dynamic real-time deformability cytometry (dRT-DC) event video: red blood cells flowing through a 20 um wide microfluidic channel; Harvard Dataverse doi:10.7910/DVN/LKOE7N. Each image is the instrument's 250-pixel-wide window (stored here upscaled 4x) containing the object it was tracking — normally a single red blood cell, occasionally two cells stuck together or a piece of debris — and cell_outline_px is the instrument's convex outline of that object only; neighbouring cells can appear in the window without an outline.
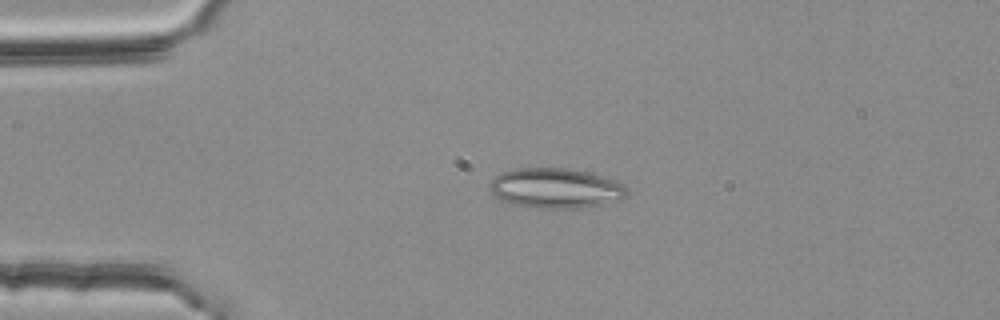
{"species": "common noctule bat (a hibernating species)", "species_latin": "Nyctalus noctula", "temperature_condition": "room temperature", "stored_images_in_passage": 49, "camera_frame_rate_fps": 3000, "um_per_image_px": 0.085, "animal": {"sex": "female", "body_mass_g": 25.1}, "frame": {"image": 1, "passage_image": 7, "time_ms": 2.0, "image_size_px": [1000, 320], "cell_outline_px": [[628, 196], [620, 200], [600, 204], [576, 208], [540, 208], [516, 204], [500, 200], [492, 192], [492, 180], [500, 172], [516, 168], [568, 168], [600, 176], [612, 180], [620, 184], [628, 192]], "centroid_in_image_um": [47.21, 15.99], "position_along_channel_um": 37.8, "area_um2": 31.33}}
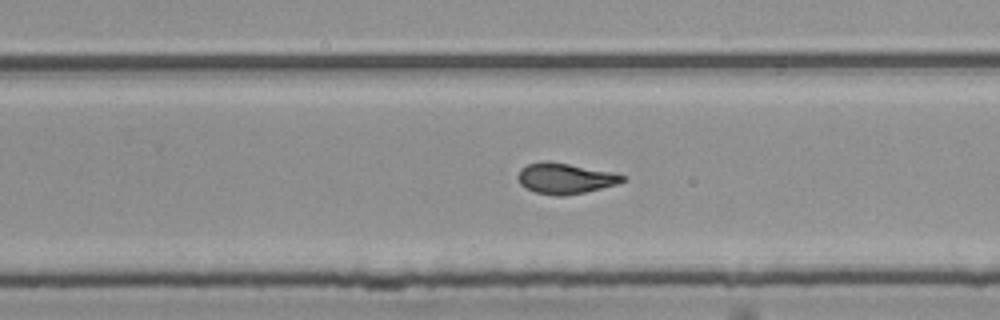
{"frame": {"image": 2, "passage_image": 29, "time_ms": 9.333, "image_size_px": [1000, 320], "cell_outline_px": [[628, 180], [616, 184], [584, 192], [564, 196], [556, 196], [536, 192], [524, 188], [520, 184], [516, 176], [520, 168], [528, 164], [548, 160], [628, 176]], "centroid_in_image_um": [47.99, 15.17], "position_along_channel_um": 281.8, "area_um2": 18.61}}
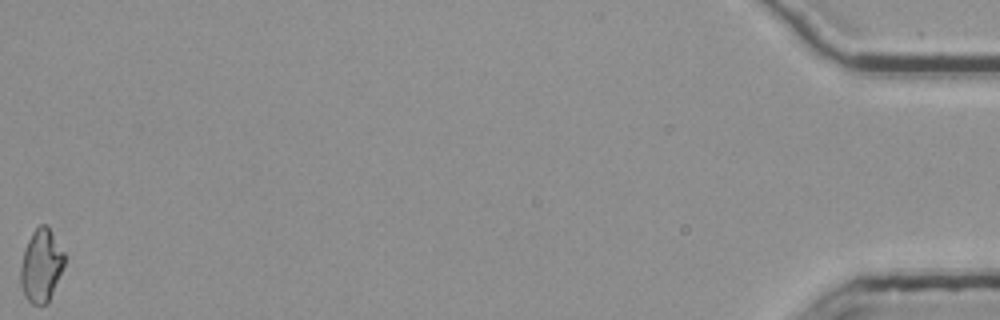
{"frame": {"image": 3, "passage_image": 49, "time_ms": 16.0, "image_size_px": [1000, 320], "cell_outline_px": [[64, 264], [48, 304], [32, 304], [24, 296], [20, 284], [20, 268], [24, 252], [28, 240], [32, 232], [40, 224], [44, 224], [48, 228], [64, 252]], "centroid_in_image_um": [3.48, 22.61], "position_along_channel_um": 431.7, "area_um2": 18.32}, "authors_computed_cell_mechanics": {"area_um2": 18.6694, "velocity_mm_per_s": 3.783, "shape_relaxation_time_tau1_ms": 11.0898, "shape_relaxation_time_tau2_ms": 2.532, "deformation_change_tau1": 0.2574, "deformation_change_tau2": 0.1047}}